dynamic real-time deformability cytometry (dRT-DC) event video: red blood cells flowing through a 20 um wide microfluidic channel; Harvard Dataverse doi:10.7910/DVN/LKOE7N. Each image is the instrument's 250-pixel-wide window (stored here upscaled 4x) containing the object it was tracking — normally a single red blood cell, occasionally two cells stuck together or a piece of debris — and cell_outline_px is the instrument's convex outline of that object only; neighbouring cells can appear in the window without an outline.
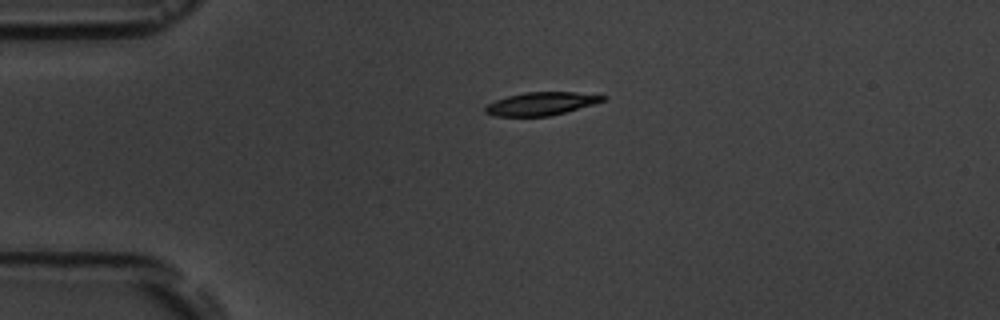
{"species": "common noctule bat (a hibernating species)", "species_latin": "Nyctalus noctula", "temperature_condition": "room temperature", "stored_images_in_passage": 2, "camera_frame_rate_fps": 3000, "um_per_image_px": 0.085, "animal": {"sex": "male", "body_mass_g": 19.5, "forearm_length_mm": 54.6}, "frame": {"image": 1, "passage_image": 1, "time_ms": 0.0, "image_size_px": [1000, 320], "cell_outline_px": [[608, 96], [604, 100], [592, 104], [564, 112], [548, 116], [496, 116], [484, 112], [484, 108], [488, 104], [496, 100], [508, 96], [524, 92], [576, 92]], "centroid_in_image_um": [45.97, 8.81], "position_along_channel_um": 39.0, "area_um2": 15.55}}